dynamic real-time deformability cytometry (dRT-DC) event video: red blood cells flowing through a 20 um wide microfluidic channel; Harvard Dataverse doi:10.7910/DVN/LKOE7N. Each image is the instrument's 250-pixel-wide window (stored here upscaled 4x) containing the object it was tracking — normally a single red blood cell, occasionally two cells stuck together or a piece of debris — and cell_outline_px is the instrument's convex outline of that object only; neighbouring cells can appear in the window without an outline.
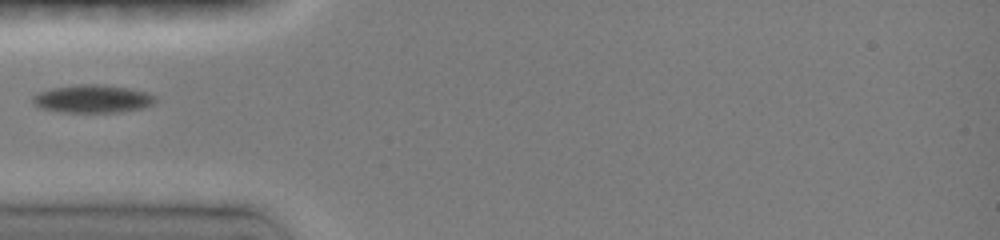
{"species": "common noctule bat (a hibernating species)", "species_latin": "Nyctalus noctula", "temperature_condition": "room temperature", "stored_images_in_passage": 10, "camera_frame_rate_fps": 3000, "um_per_image_px": 0.085, "animal": {"sex": "female", "body_mass_g": 19.0, "forearm_length_mm": 51.5}, "frame": {"image": 1, "passage_image": 1, "time_ms": 0.0, "image_size_px": [1000, 240], "cell_outline_px": [[156, 100], [152, 104], [140, 108], [120, 112], [60, 112], [40, 108], [32, 100], [32, 96], [36, 92], [52, 88], [80, 84], [100, 84], [128, 88], [144, 92], [156, 96]], "centroid_in_image_um": [7.83, 8.4], "position_along_channel_um": 77.2, "area_um2": 19.88}}
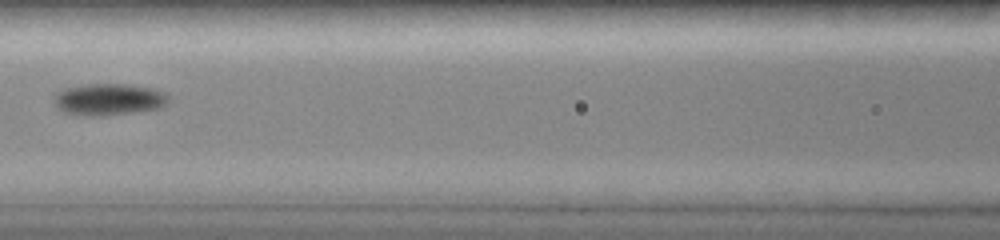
{"frame": {"image": 2, "passage_image": 4, "time_ms": 2.0, "image_size_px": [1000, 240], "cell_outline_px": [[168, 104], [156, 108], [136, 112], [104, 116], [76, 116], [64, 112], [56, 108], [52, 100], [52, 96], [56, 92], [64, 88], [84, 84], [124, 84], [156, 88], [164, 92], [168, 96]], "centroid_in_image_um": [9.17, 8.45], "position_along_channel_um": 157.4, "area_um2": 21.73}}
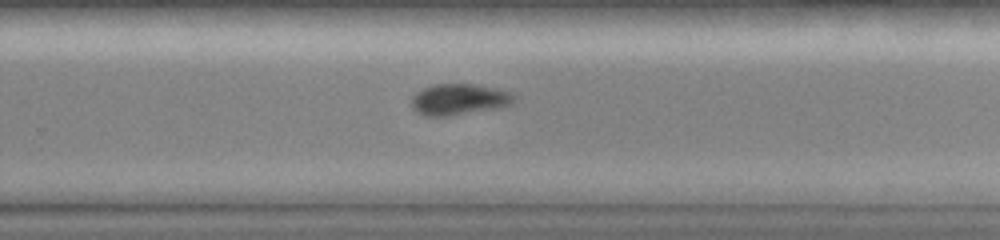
{"frame": {"image": 3, "passage_image": 9, "time_ms": 5.333, "image_size_px": [1000, 240], "cell_outline_px": [[516, 96], [512, 104], [500, 108], [448, 116], [424, 116], [416, 112], [412, 108], [412, 96], [416, 92], [432, 84], [476, 84], [496, 88], [512, 92]], "centroid_in_image_um": [39.04, 8.45], "position_along_channel_um": 290.8, "area_um2": 18.9}}